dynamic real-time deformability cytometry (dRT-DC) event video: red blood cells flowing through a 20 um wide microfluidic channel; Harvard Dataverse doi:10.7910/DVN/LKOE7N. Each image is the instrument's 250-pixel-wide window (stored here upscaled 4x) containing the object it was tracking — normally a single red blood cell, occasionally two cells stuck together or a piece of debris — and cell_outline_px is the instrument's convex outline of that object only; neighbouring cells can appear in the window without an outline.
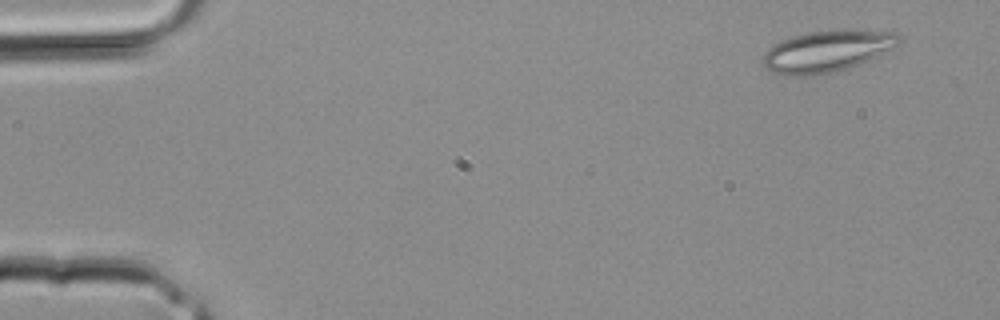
{"species": "common noctule bat (a hibernating species)", "species_latin": "Nyctalus noctula", "temperature_condition": "room temperature", "stored_images_in_passage": 3, "camera_frame_rate_fps": 3000, "um_per_image_px": 0.085, "animal": {"sex": "male", "body_mass_g": 20.4}, "frame": {"image": 1, "passage_image": 1, "time_ms": 0.0, "image_size_px": [1000, 320], "cell_outline_px": [[904, 40], [892, 48], [868, 60], [848, 68], [832, 72], [808, 76], [784, 76], [772, 72], [760, 60], [764, 52], [772, 44], [796, 36], [812, 32], [896, 32]], "centroid_in_image_um": [70.23, 4.41], "position_along_channel_um": 14.8, "area_um2": 31.91}}